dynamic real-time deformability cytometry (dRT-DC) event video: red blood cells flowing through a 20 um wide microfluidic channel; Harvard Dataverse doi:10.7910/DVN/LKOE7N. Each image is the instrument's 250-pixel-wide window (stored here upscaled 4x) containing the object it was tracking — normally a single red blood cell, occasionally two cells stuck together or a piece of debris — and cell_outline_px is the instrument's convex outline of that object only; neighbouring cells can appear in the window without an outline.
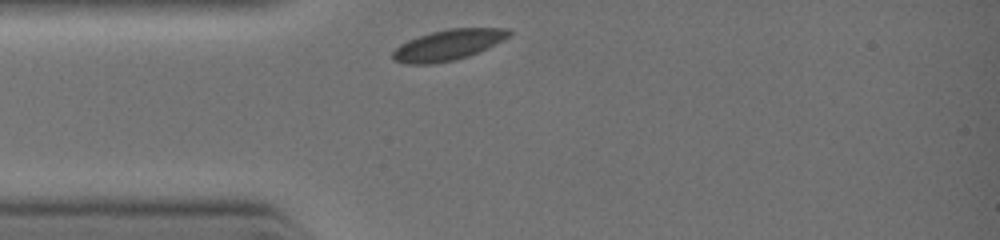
{"species": "common noctule bat (a hibernating species)", "species_latin": "Nyctalus noctula", "temperature_condition": "warm", "stored_images_in_passage": 1, "camera_frame_rate_fps": 3000, "um_per_image_px": 0.085, "animal": {"sex": "female", "body_mass_g": 19.0, "forearm_length_mm": 51.5}, "frame": {"image": 1, "passage_image": 1, "time_ms": 0.0, "image_size_px": [1000, 240], "cell_outline_px": [[512, 32], [508, 36], [468, 56], [456, 60], [432, 64], [404, 64], [392, 60], [392, 52], [400, 44], [408, 40], [432, 32], [448, 28], [508, 28]], "centroid_in_image_um": [38.0, 3.83], "position_along_channel_um": 47.0, "area_um2": 20.46}}